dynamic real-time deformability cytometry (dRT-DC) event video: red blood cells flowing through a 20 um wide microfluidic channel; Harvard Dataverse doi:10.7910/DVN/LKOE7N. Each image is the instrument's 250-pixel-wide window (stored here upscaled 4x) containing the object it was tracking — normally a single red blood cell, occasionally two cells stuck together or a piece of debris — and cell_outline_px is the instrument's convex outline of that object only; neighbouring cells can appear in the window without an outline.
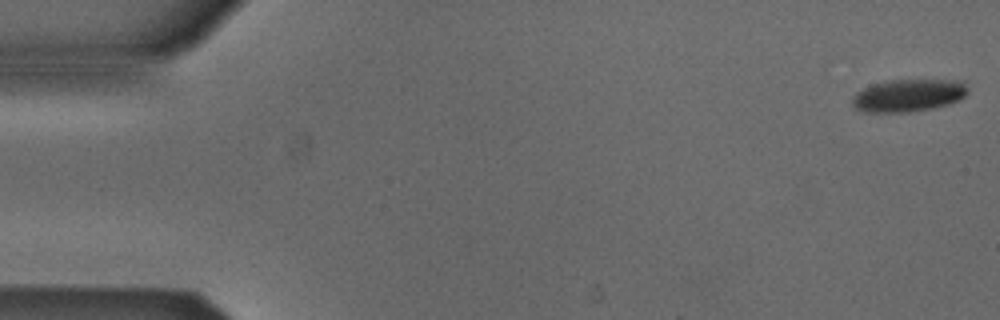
{"species": "Egyptian fruit bat (a non-hibernating species)", "species_latin": "Rousettus aegyptiacus", "temperature_condition": "cold", "stored_images_in_passage": 53, "camera_frame_rate_fps": 3000, "um_per_image_px": 0.085, "animal": {"sex": "male"}, "frame": {"image": 1, "passage_image": 1, "time_ms": 0.0, "image_size_px": [1000, 320], "cell_outline_px": [[968, 92], [960, 100], [948, 104], [932, 108], [908, 112], [868, 112], [856, 108], [852, 104], [852, 96], [856, 92], [864, 88], [888, 80], [964, 80], [968, 88]], "centroid_in_image_um": [77.25, 8.1], "position_along_channel_um": 7.7, "area_um2": 21.85}}
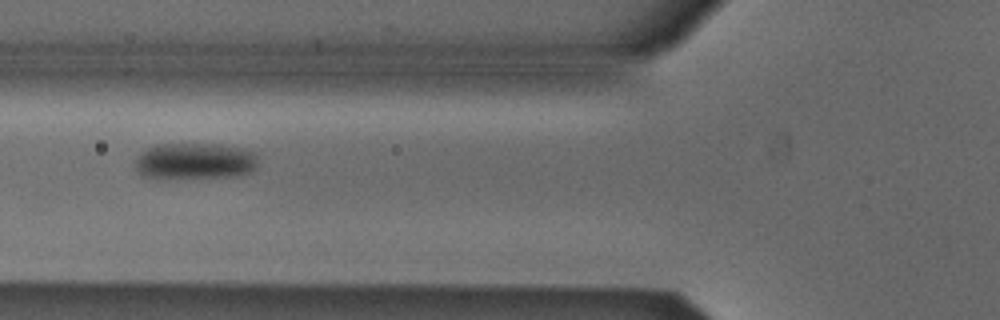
{"frame": {"image": 2, "passage_image": 20, "time_ms": 6.333, "image_size_px": [1000, 320], "cell_outline_px": [[260, 160], [256, 168], [252, 172], [236, 176], [156, 180], [144, 176], [136, 168], [136, 160], [140, 152], [156, 144], [220, 144], [240, 148], [256, 152]], "centroid_in_image_um": [16.59, 13.72], "position_along_channel_um": 109.2, "area_um2": 26.88}}
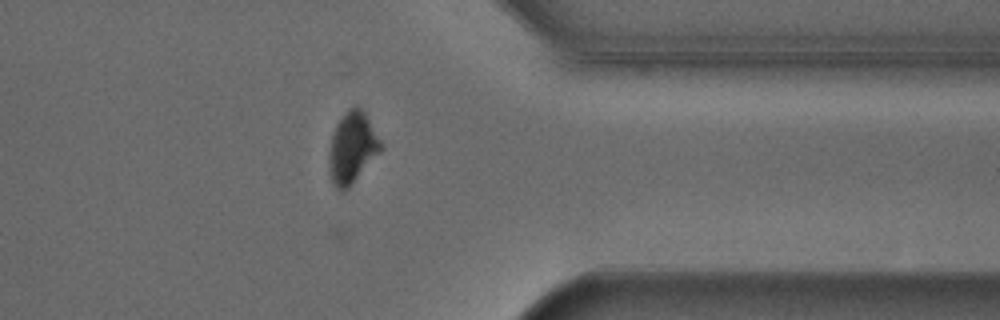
{"frame": {"image": 3, "passage_image": 42, "time_ms": 13.667, "image_size_px": [1000, 320], "cell_outline_px": [[384, 148], [348, 188], [344, 192], [340, 192], [336, 188], [332, 180], [328, 168], [328, 152], [332, 136], [336, 124], [344, 112], [348, 108], [356, 104], [364, 112], [380, 140]], "centroid_in_image_um": [29.92, 12.56], "position_along_channel_um": 381.5, "area_um2": 21.56}, "authors_computed_cell_mechanics": {"area_um2": 23.8714, "velocity_mm_per_s": 3.8526, "shape_relaxation_time_tau1_ms": 3.7809, "shape_relaxation_time_tau2_ms": null, "deformation_change_tau1": 0.1215, "deformation_change_tau2": null}}